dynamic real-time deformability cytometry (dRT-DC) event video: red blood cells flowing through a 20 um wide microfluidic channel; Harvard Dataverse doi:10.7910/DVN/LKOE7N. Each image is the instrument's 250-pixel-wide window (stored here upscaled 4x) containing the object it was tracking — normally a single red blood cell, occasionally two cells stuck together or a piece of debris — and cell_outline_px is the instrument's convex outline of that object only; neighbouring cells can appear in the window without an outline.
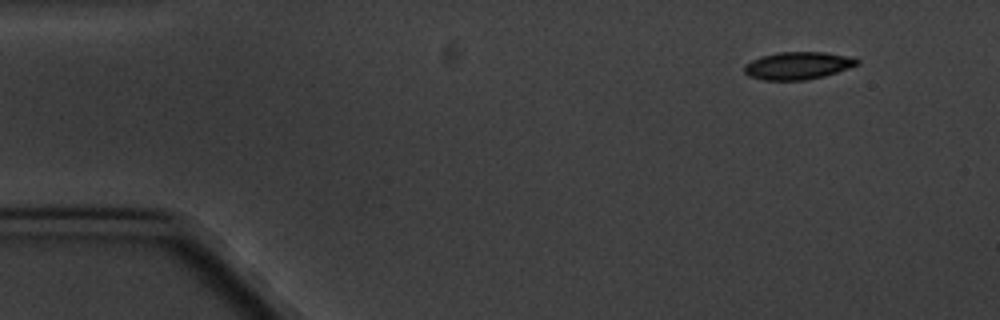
{"species": "common noctule bat (a hibernating species)", "species_latin": "Nyctalus noctula", "temperature_condition": "cold", "stored_images_in_passage": 4, "camera_frame_rate_fps": 3000, "um_per_image_px": 0.085, "animal": {"sex": "male", "body_mass_g": 20.1, "forearm_length_mm": 53.5}, "frame": {"image": 1, "passage_image": 1, "time_ms": 0.0, "image_size_px": [1000, 320], "cell_outline_px": [[860, 64], [824, 76], [804, 80], [764, 80], [748, 76], [744, 72], [744, 64], [752, 60], [776, 52], [824, 52], [852, 56], [860, 60]], "centroid_in_image_um": [67.83, 5.57], "position_along_channel_um": 17.2, "area_um2": 18.15}}
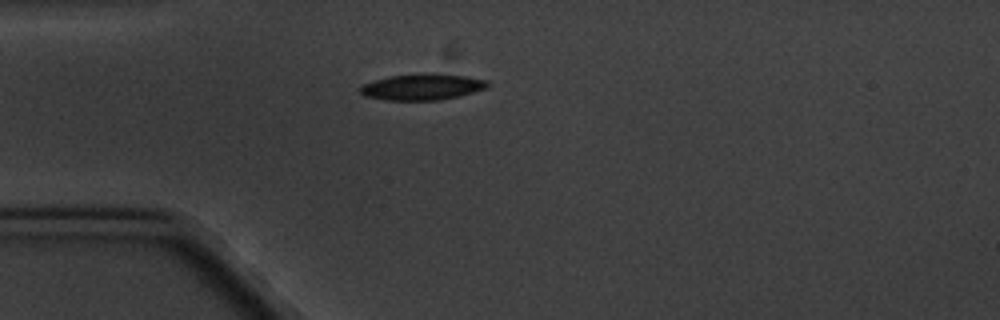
{"frame": {"image": 2, "passage_image": 4, "time_ms": 3.333, "image_size_px": [1000, 320], "cell_outline_px": [[488, 88], [460, 96], [440, 100], [384, 100], [364, 96], [360, 92], [360, 84], [372, 80], [388, 76], [432, 72], [464, 76], [488, 80]], "centroid_in_image_um": [35.87, 7.38], "position_along_channel_um": 49.1, "area_um2": 19.83}}